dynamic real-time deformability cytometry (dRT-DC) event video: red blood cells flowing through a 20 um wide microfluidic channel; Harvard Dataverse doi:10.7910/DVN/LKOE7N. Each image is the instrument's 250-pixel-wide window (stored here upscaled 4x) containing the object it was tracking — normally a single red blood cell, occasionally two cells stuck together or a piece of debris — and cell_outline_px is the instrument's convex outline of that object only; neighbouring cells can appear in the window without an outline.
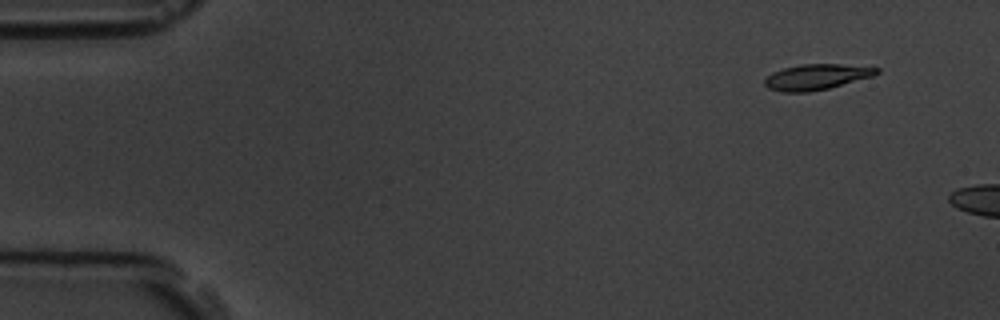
{"species": "common noctule bat (a hibernating species)", "species_latin": "Nyctalus noctula", "temperature_condition": "room temperature", "stored_images_in_passage": 3, "camera_frame_rate_fps": 3000, "um_per_image_px": 0.085, "animal": {"sex": "male", "body_mass_g": 19.5, "forearm_length_mm": 54.6}, "frame": {"image": 1, "passage_image": 1, "time_ms": 0.0, "image_size_px": [1000, 320], "cell_outline_px": [[880, 72], [872, 76], [828, 88], [808, 92], [784, 92], [768, 88], [764, 84], [764, 80], [772, 72], [784, 68], [800, 64], [840, 64], [880, 68]], "centroid_in_image_um": [69.38, 6.53], "position_along_channel_um": 15.6, "area_um2": 16.53}}